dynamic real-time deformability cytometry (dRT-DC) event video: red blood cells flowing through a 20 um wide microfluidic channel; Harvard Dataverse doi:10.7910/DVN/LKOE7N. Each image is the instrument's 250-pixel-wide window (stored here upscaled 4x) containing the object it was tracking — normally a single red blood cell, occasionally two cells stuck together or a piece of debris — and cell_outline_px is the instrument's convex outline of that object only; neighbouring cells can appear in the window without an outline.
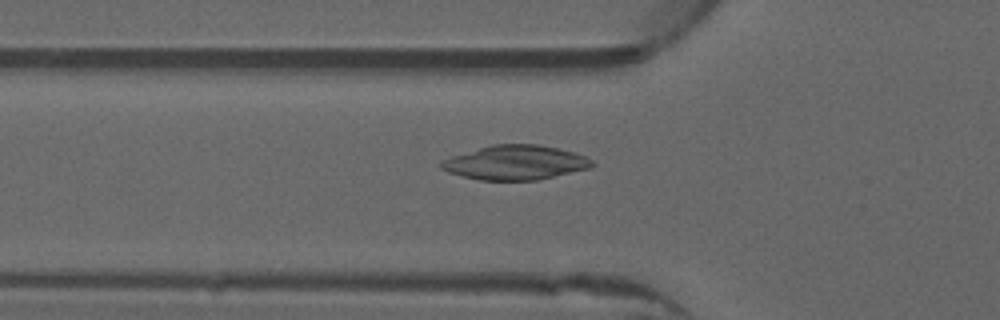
{"species": "common noctule bat (a hibernating species)", "species_latin": "Nyctalus noctula", "temperature_condition": "warm", "stored_images_in_passage": 52, "camera_frame_rate_fps": 3000, "um_per_image_px": 0.085, "animal": {"sex": "male", "forearm_length_mm": 52.5}, "frame": {"image": 1, "passage_image": 18, "time_ms": 5.667, "image_size_px": [1000, 320], "cell_outline_px": [[596, 164], [592, 168], [536, 180], [480, 180], [448, 172], [440, 168], [440, 160], [452, 156], [492, 144], [536, 144], [556, 148], [572, 152], [584, 156], [592, 160]], "centroid_in_image_um": [43.81, 13.82], "position_along_channel_um": 82.0, "area_um2": 30.11}}
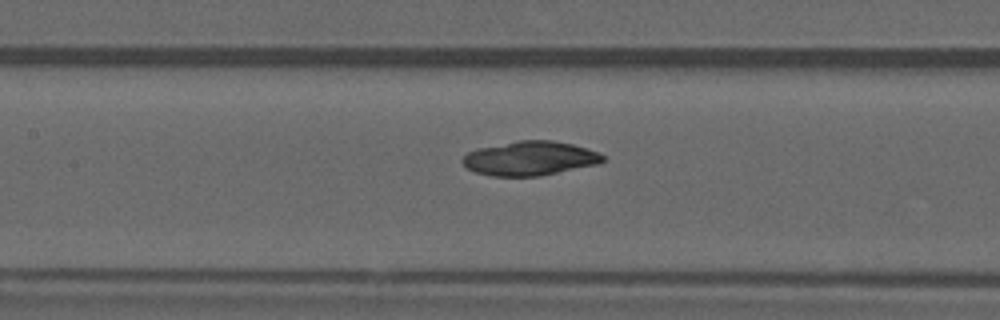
{"frame": {"image": 2, "passage_image": 24, "time_ms": 7.667, "image_size_px": [1000, 320], "cell_outline_px": [[604, 160], [600, 164], [540, 176], [492, 176], [476, 172], [468, 168], [460, 160], [468, 152], [480, 148], [516, 140], [552, 140], [572, 144], [600, 152], [604, 156]], "centroid_in_image_um": [45.08, 13.46], "position_along_channel_um": 162.3, "area_um2": 28.03}}
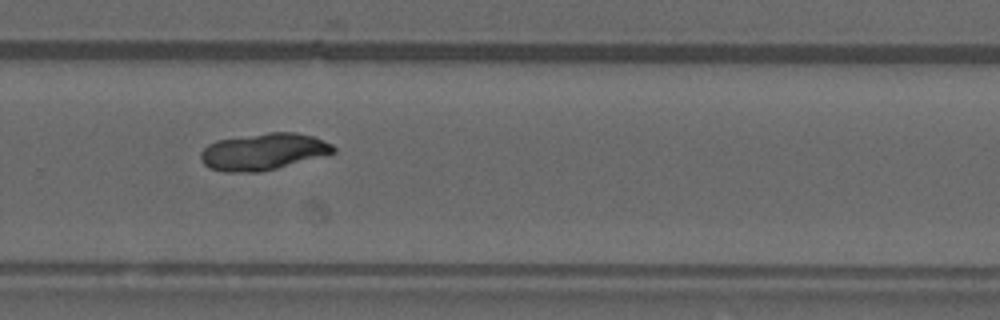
{"frame": {"image": 3, "passage_image": 35, "time_ms": 11.333, "image_size_px": [1000, 320], "cell_outline_px": [[336, 152], [328, 156], [260, 172], [224, 172], [208, 168], [200, 160], [200, 152], [208, 144], [216, 140], [268, 132], [296, 132], [312, 136], [332, 144], [336, 148]], "centroid_in_image_um": [22.41, 12.9], "position_along_channel_um": 307.4, "area_um2": 28.84}, "authors_computed_cell_mechanics": {"area_um2": 28.1486, "velocity_mm_per_s": 3.9747, "shape_relaxation_time_tau1_ms": null, "shape_relaxation_time_tau2_ms": 7.7555, "deformation_change_tau1": null, "deformation_change_tau2": 0.0387}}